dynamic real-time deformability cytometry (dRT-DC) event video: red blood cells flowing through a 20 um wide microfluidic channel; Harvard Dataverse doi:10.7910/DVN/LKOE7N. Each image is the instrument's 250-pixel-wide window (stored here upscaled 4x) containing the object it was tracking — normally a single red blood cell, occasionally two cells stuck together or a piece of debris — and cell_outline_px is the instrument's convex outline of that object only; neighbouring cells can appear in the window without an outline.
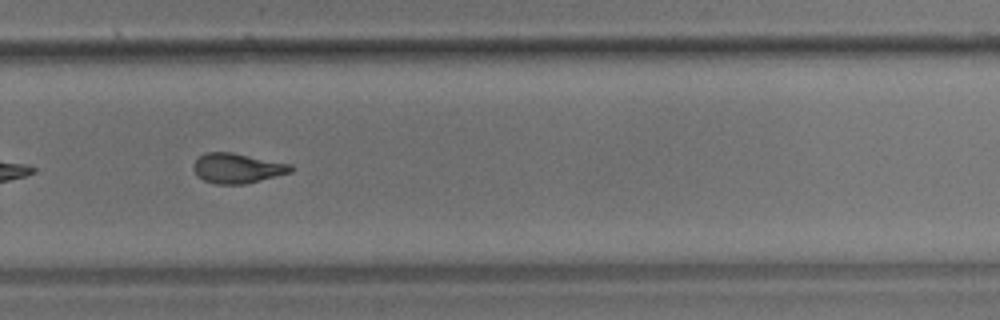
{"species": "common noctule bat (a hibernating species)", "species_latin": "Nyctalus noctula", "temperature_condition": "room temperature", "stored_images_in_passage": 38, "camera_frame_rate_fps": 3000, "um_per_image_px": 0.085, "animal": {"sex": "male", "body_mass_g": 17.9}, "frame": {"image": 1, "passage_image": 22, "time_ms": 7.0, "image_size_px": [1000, 320], "cell_outline_px": [[292, 172], [244, 184], [216, 184], [204, 180], [196, 176], [192, 168], [192, 164], [204, 152], [232, 152], [292, 164]], "centroid_in_image_um": [20.13, 14.29], "position_along_channel_um": 309.7, "area_um2": 17.05}}